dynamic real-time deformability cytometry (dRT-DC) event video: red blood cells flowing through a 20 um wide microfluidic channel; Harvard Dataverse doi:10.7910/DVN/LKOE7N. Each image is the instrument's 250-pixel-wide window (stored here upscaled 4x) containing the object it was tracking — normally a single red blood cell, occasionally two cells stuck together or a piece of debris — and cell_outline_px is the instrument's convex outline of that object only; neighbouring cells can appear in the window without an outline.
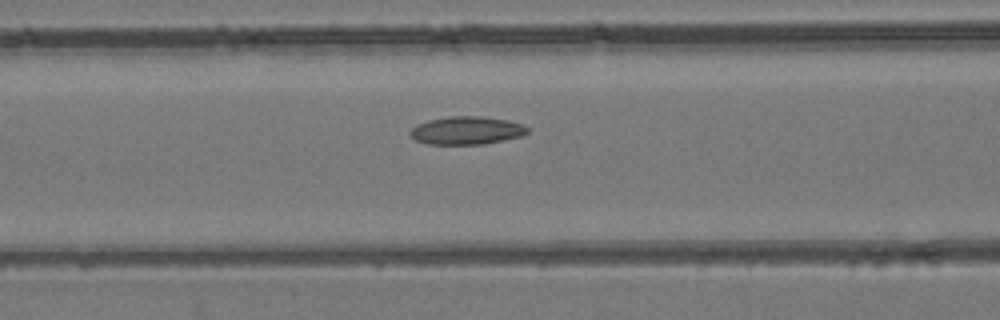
{"species": "common noctule bat (a hibernating species)", "species_latin": "Nyctalus noctula", "temperature_condition": "room temperature", "stored_images_in_passage": 33, "camera_frame_rate_fps": 3000, "um_per_image_px": 0.085, "animal": {"sex": "female", "body_mass_g": 24.6, "forearm_length_mm": 56.2}, "frame": {"image": 1, "passage_image": 13, "time_ms": 4.0, "image_size_px": [1000, 320], "cell_outline_px": [[528, 132], [520, 136], [504, 140], [484, 144], [428, 144], [416, 140], [408, 132], [412, 128], [428, 120], [448, 116], [484, 116], [508, 120], [524, 124], [528, 128]], "centroid_in_image_um": [39.69, 11.08], "position_along_channel_um": 126.9, "area_um2": 19.13}}
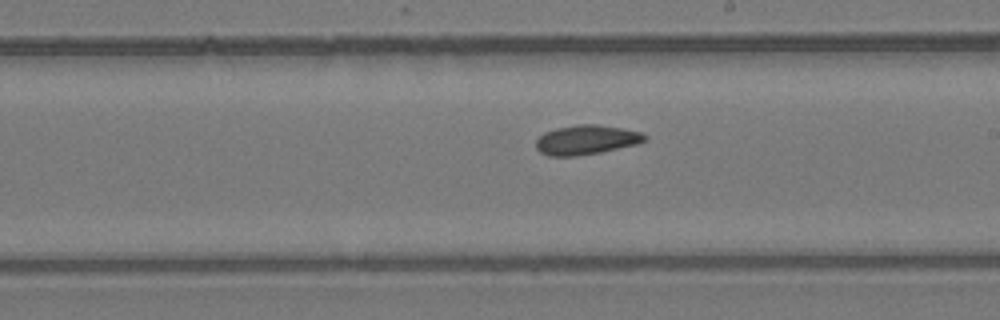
{"frame": {"image": 2, "passage_image": 21, "time_ms": 6.667, "image_size_px": [1000, 320], "cell_outline_px": [[648, 140], [640, 144], [600, 152], [576, 156], [548, 156], [540, 152], [536, 148], [536, 140], [544, 132], [556, 128], [580, 124], [596, 124], [620, 128], [640, 132], [648, 136]], "centroid_in_image_um": [49.86, 11.89], "position_along_channel_um": 239.1, "area_um2": 18.79}}
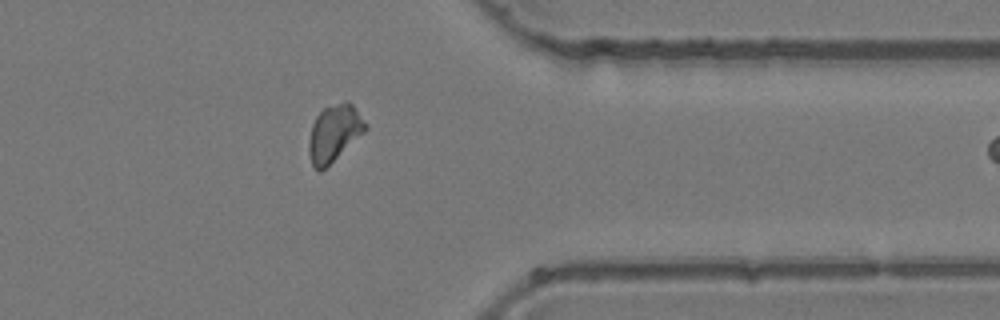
{"frame": {"image": 3, "passage_image": 32, "time_ms": 10.333, "image_size_px": [1000, 320], "cell_outline_px": [[368, 128], [364, 132], [320, 172], [312, 164], [308, 152], [308, 140], [312, 124], [316, 116], [324, 108], [348, 100], [352, 104], [368, 124]], "centroid_in_image_um": [28.4, 11.29], "position_along_channel_um": 383.0, "area_um2": 18.44}}